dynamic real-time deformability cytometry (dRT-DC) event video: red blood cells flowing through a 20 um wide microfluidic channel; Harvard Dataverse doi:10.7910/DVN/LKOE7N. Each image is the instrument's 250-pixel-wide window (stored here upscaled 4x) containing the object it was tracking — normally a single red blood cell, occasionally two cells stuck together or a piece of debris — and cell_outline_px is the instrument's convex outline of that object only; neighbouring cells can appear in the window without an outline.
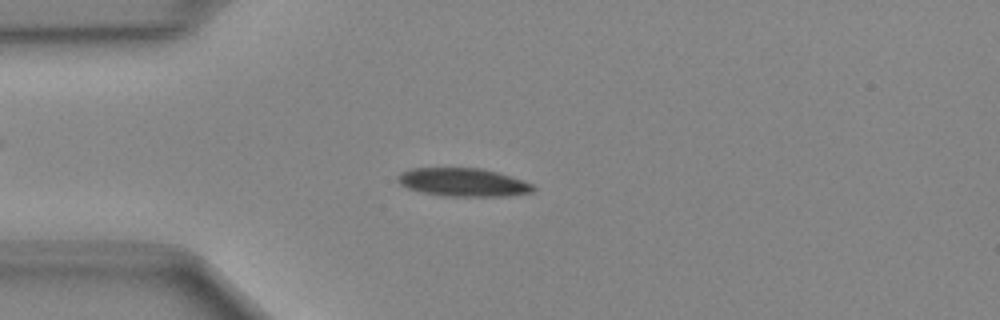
{"species": "Egyptian fruit bat (a non-hibernating species)", "species_latin": "Rousettus aegyptiacus", "temperature_condition": "cold", "stored_images_in_passage": 49, "camera_frame_rate_fps": 3000, "um_per_image_px": 0.085, "animal": {"sex": "female"}, "frame": {"image": 1, "passage_image": 12, "time_ms": 3.667, "image_size_px": [1000, 320], "cell_outline_px": [[536, 188], [532, 192], [508, 196], [444, 196], [420, 192], [408, 188], [400, 184], [396, 180], [396, 176], [400, 172], [412, 168], [480, 168], [496, 172], [532, 184]], "centroid_in_image_um": [39.3, 15.5], "position_along_channel_um": 45.7, "area_um2": 22.25}}
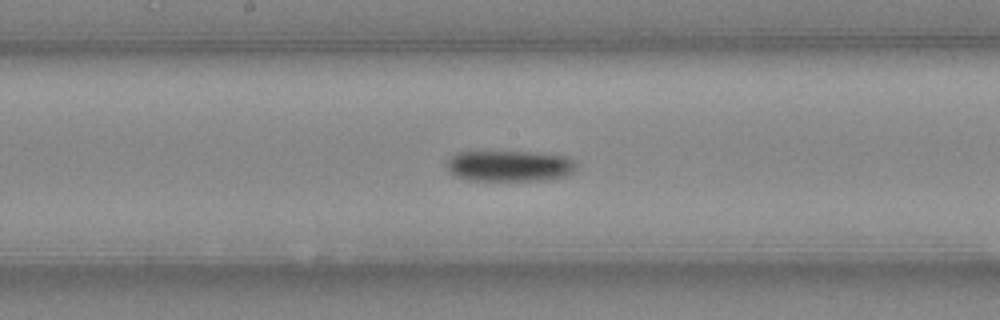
{"frame": {"image": 2, "passage_image": 25, "time_ms": 8.0, "image_size_px": [1000, 320], "cell_outline_px": [[576, 168], [572, 172], [564, 176], [540, 180], [468, 180], [452, 176], [444, 164], [456, 152], [536, 152], [564, 156], [572, 160], [576, 164]], "centroid_in_image_um": [43.24, 14.1], "position_along_channel_um": 205.0, "area_um2": 23.35}}
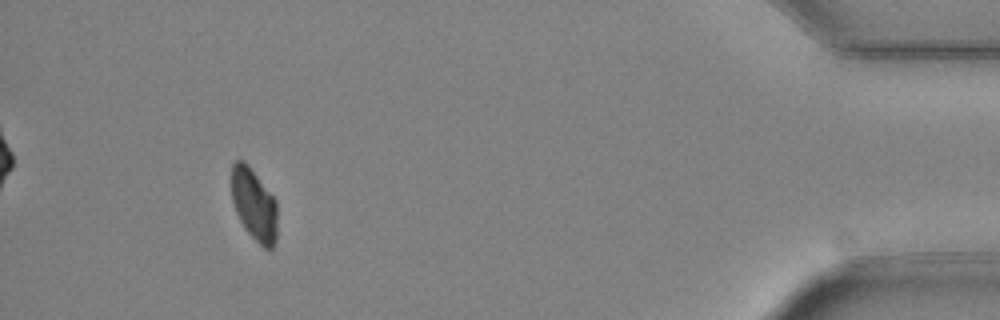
{"frame": {"image": 3, "passage_image": 45, "time_ms": 14.667, "image_size_px": [1000, 320], "cell_outline_px": [[276, 240], [272, 248], [264, 248], [244, 228], [236, 212], [232, 200], [232, 164], [236, 160], [244, 160], [248, 164], [276, 200]], "centroid_in_image_um": [21.59, 17.37], "position_along_channel_um": 413.6, "area_um2": 19.02}}